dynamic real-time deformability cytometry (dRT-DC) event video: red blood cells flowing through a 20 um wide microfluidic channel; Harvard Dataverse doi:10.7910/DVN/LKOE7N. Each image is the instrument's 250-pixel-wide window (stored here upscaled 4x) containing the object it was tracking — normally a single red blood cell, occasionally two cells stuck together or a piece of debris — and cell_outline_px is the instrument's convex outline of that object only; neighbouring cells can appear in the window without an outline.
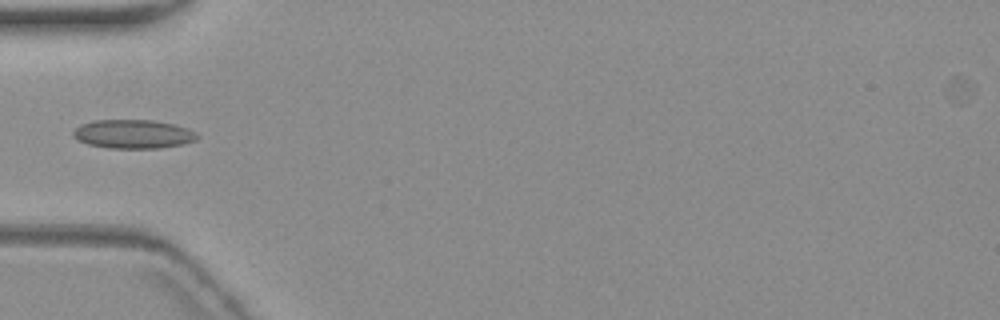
{"species": "common noctule bat (a hibernating species)", "species_latin": "Nyctalus noctula", "temperature_condition": "warm", "stored_images_in_passage": 6, "camera_frame_rate_fps": 3000, "um_per_image_px": 0.085, "animal": {"sex": "female", "body_mass_g": 19.3, "forearm_length_mm": 54.1}, "frame": {"image": 1, "passage_image": 4, "time_ms": 4.333, "image_size_px": [1000, 320], "cell_outline_px": [[200, 136], [196, 140], [184, 144], [160, 148], [108, 148], [88, 144], [76, 140], [72, 136], [72, 132], [80, 124], [92, 120], [152, 120], [172, 124], [188, 128], [196, 132]], "centroid_in_image_um": [11.31, 11.4], "position_along_channel_um": 73.7, "area_um2": 21.04}}
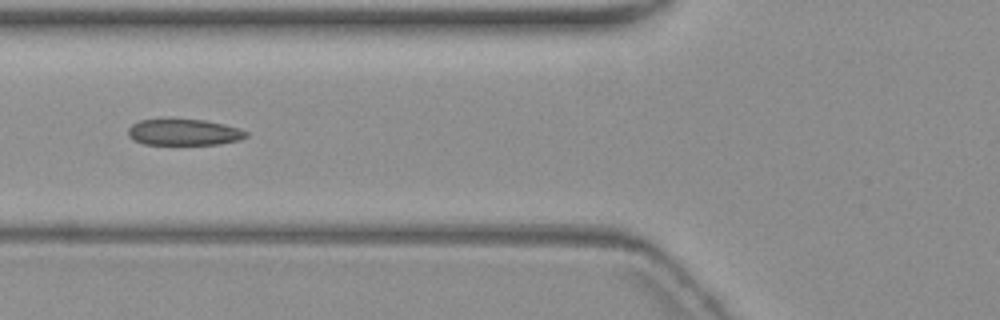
{"frame": {"image": 2, "passage_image": 5, "time_ms": 5.333, "image_size_px": [1000, 320], "cell_outline_px": [[248, 136], [240, 140], [220, 144], [144, 144], [132, 140], [128, 136], [128, 128], [132, 124], [140, 120], [164, 116], [204, 120], [224, 124], [240, 128], [248, 132]], "centroid_in_image_um": [15.59, 11.19], "position_along_channel_um": 110.2, "area_um2": 18.9}}
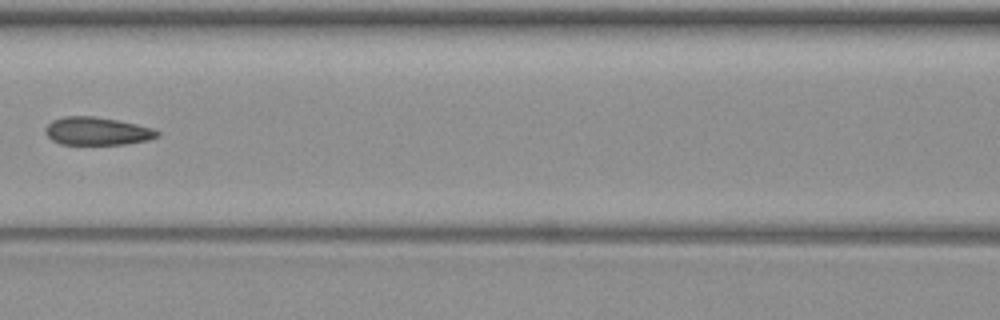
{"frame": {"image": 3, "passage_image": 6, "time_ms": 6.667, "image_size_px": [1000, 320], "cell_outline_px": [[160, 136], [148, 140], [128, 144], [60, 144], [52, 140], [44, 132], [44, 128], [52, 120], [64, 116], [92, 116], [116, 120], [136, 124], [152, 128], [160, 132]], "centroid_in_image_um": [8.24, 11.15], "position_along_channel_um": 158.4, "area_um2": 18.26}}